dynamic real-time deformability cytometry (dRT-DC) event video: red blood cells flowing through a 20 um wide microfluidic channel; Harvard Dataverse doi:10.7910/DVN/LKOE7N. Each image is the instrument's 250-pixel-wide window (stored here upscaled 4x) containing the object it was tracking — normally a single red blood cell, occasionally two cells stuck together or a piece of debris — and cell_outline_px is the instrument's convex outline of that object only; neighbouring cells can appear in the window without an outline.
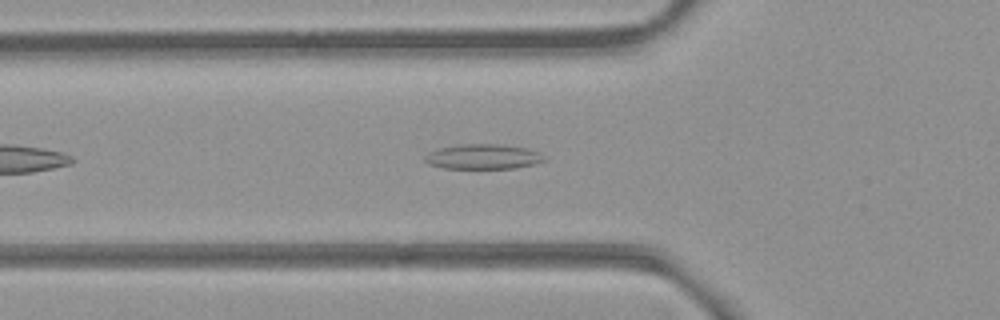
{"species": "common noctule bat (a hibernating species)", "species_latin": "Nyctalus noctula", "temperature_condition": "room temperature", "stored_images_in_passage": 43, "camera_frame_rate_fps": 3000, "um_per_image_px": 0.085, "animal": {"sex": "female", "body_mass_g": 21.9}, "frame": {"image": 1, "passage_image": 8, "time_ms": 2.333, "image_size_px": [1000, 320], "cell_outline_px": [[548, 160], [536, 164], [516, 168], [444, 168], [428, 164], [424, 160], [424, 156], [440, 148], [460, 144], [500, 144], [528, 148], [540, 152]], "centroid_in_image_um": [41.14, 13.32], "position_along_channel_um": 84.7, "area_um2": 17.46}}
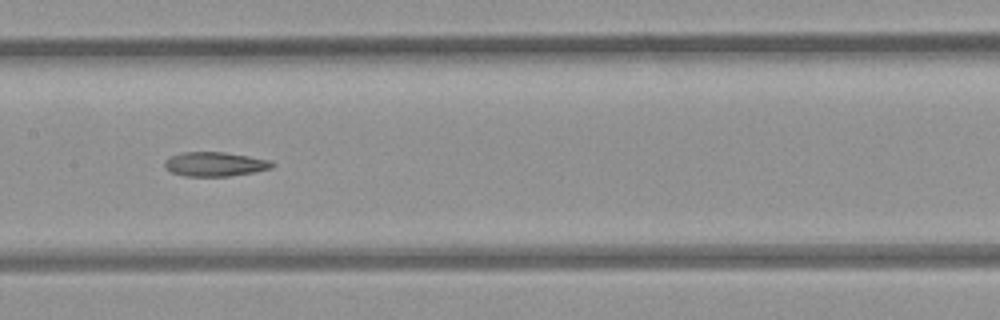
{"frame": {"image": 2, "passage_image": 16, "time_ms": 5.0, "image_size_px": [1000, 320], "cell_outline_px": [[276, 164], [272, 168], [252, 172], [228, 176], [184, 176], [172, 172], [164, 168], [164, 160], [172, 156], [184, 152], [224, 152], [248, 156], [268, 160]], "centroid_in_image_um": [18.24, 13.95], "position_along_channel_um": 189.2, "area_um2": 15.09}}
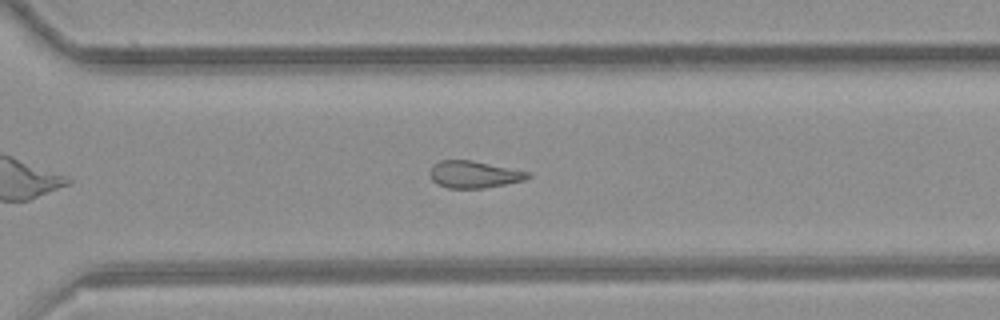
{"frame": {"image": 3, "passage_image": 27, "time_ms": 8.667, "image_size_px": [1000, 320], "cell_outline_px": [[532, 176], [524, 180], [484, 188], [448, 188], [436, 184], [432, 180], [428, 172], [432, 164], [440, 160], [472, 160], [528, 172]], "centroid_in_image_um": [40.22, 14.82], "position_along_channel_um": 330.4, "area_um2": 15.43}, "authors_computed_cell_mechanics": {"area_um2": 16.184, "velocity_mm_per_s": 3.8729, "shape_relaxation_time_tau1_ms": null, "shape_relaxation_time_tau2_ms": 7.1137, "deformation_change_tau1": null, "deformation_change_tau2": 0.1492}}